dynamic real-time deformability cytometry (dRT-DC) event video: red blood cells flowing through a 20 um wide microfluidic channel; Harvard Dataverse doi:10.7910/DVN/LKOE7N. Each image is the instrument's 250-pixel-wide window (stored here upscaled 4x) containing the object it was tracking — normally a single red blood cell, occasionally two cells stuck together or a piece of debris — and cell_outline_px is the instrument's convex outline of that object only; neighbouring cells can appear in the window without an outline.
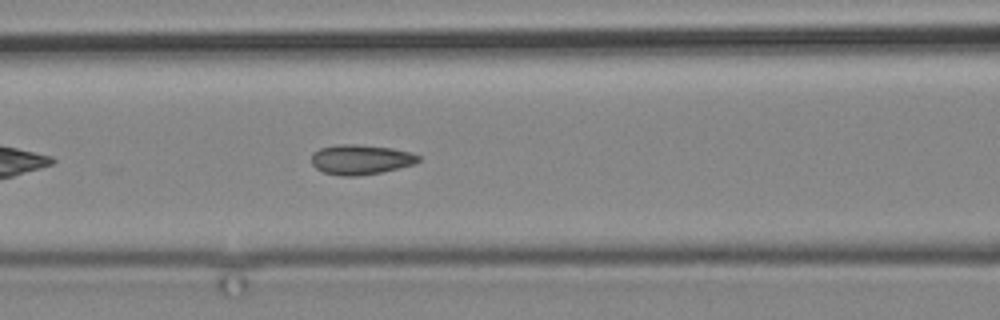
{"species": "common noctule bat (a hibernating species)", "species_latin": "Nyctalus noctula", "temperature_condition": "cold", "stored_images_in_passage": 3, "camera_frame_rate_fps": 3000, "um_per_image_px": 0.085, "animal": {"sex": "male", "body_mass_g": 19.2, "forearm_length_mm": 51.8}, "frame": {"image": 1, "passage_image": 3, "time_ms": 2.0, "image_size_px": [1000, 320], "cell_outline_px": [[420, 160], [416, 164], [380, 172], [356, 176], [344, 176], [324, 172], [316, 168], [312, 164], [312, 152], [320, 148], [340, 144], [356, 144], [392, 148], [412, 152], [420, 156]], "centroid_in_image_um": [30.68, 13.55], "position_along_channel_um": 135.9, "area_um2": 18.61}}